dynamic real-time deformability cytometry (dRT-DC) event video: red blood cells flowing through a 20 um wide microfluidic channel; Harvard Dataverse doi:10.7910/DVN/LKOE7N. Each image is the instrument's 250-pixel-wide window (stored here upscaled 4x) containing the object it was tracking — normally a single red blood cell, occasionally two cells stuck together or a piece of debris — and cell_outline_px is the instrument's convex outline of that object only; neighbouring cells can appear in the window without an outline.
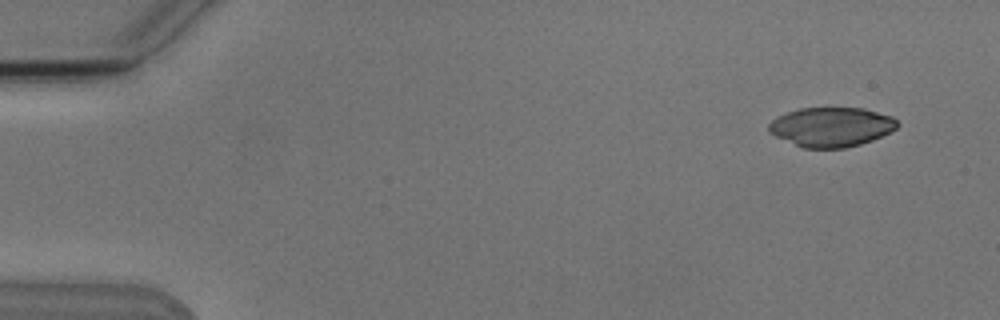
{"species": "Egyptian fruit bat (a non-hibernating species)", "species_latin": "Rousettus aegyptiacus", "temperature_condition": "cold", "stored_images_in_passage": 5, "camera_frame_rate_fps": 3000, "um_per_image_px": 0.085, "animal": {"sex": "male"}, "frame": {"image": 1, "passage_image": 1, "time_ms": 0.0, "image_size_px": [1000, 320], "cell_outline_px": [[900, 124], [896, 128], [872, 140], [860, 144], [844, 148], [804, 148], [776, 136], [768, 132], [768, 124], [772, 120], [788, 112], [800, 108], [864, 108], [892, 116]], "centroid_in_image_um": [70.67, 10.79], "position_along_channel_um": 14.3, "area_um2": 29.3}}